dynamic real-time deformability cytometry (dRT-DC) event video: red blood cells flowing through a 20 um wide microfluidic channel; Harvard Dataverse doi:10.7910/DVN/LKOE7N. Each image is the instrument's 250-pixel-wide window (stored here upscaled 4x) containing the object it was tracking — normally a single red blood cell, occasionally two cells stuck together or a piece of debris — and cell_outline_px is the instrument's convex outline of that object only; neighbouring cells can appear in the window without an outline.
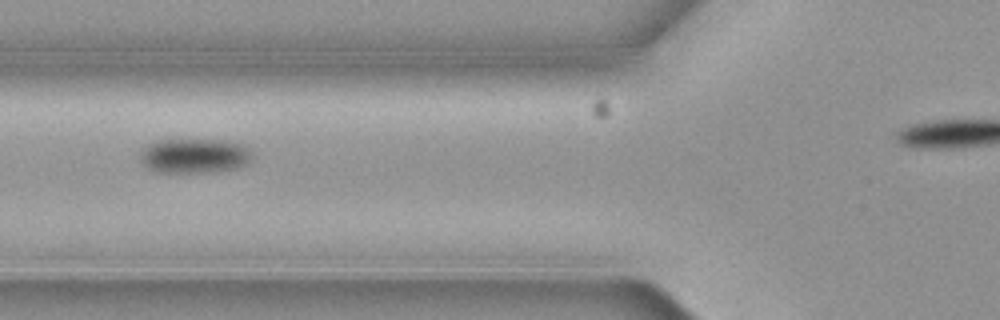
{"species": "common noctule bat (a hibernating species)", "species_latin": "Nyctalus noctula", "temperature_condition": "cold", "stored_images_in_passage": 7, "camera_frame_rate_fps": 3000, "um_per_image_px": 0.085, "animal": {"sex": "female", "body_mass_g": 19.3, "forearm_length_mm": 54.1}, "frame": {"image": 1, "passage_image": 2, "time_ms": 0.333, "image_size_px": [1000, 320], "cell_outline_px": [[252, 156], [248, 164], [236, 168], [212, 172], [156, 172], [148, 168], [140, 160], [140, 148], [148, 144], [160, 140], [224, 140], [240, 144], [248, 148]], "centroid_in_image_um": [16.5, 13.24], "position_along_channel_um": 109.3, "area_um2": 22.66}}
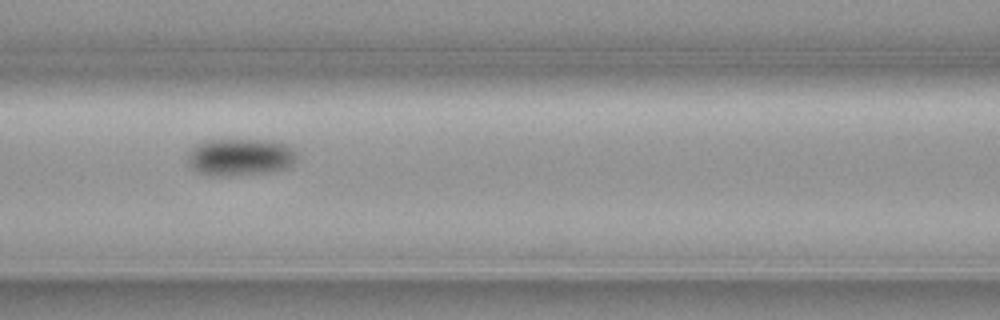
{"frame": {"image": 2, "passage_image": 3, "time_ms": 0.667, "image_size_px": [1000, 320], "cell_outline_px": [[296, 160], [288, 168], [268, 172], [224, 176], [220, 176], [196, 172], [188, 164], [188, 152], [196, 144], [208, 140], [272, 140], [288, 144], [296, 152]], "centroid_in_image_um": [20.43, 13.34], "position_along_channel_um": 146.2, "area_um2": 23.76}}
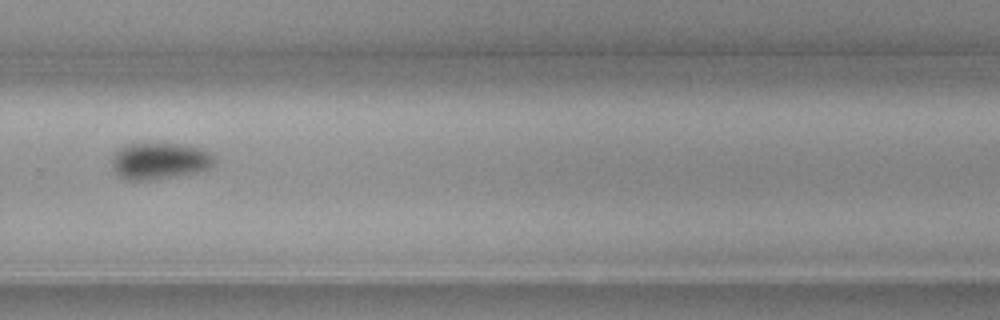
{"frame": {"image": 3, "passage_image": 7, "time_ms": 2.0, "image_size_px": [1000, 320], "cell_outline_px": [[216, 160], [208, 168], [196, 172], [148, 180], [128, 180], [120, 176], [112, 168], [112, 156], [116, 152], [128, 144], [180, 144], [200, 148], [216, 156]], "centroid_in_image_um": [13.57, 13.68], "position_along_channel_um": 316.2, "area_um2": 21.44}}